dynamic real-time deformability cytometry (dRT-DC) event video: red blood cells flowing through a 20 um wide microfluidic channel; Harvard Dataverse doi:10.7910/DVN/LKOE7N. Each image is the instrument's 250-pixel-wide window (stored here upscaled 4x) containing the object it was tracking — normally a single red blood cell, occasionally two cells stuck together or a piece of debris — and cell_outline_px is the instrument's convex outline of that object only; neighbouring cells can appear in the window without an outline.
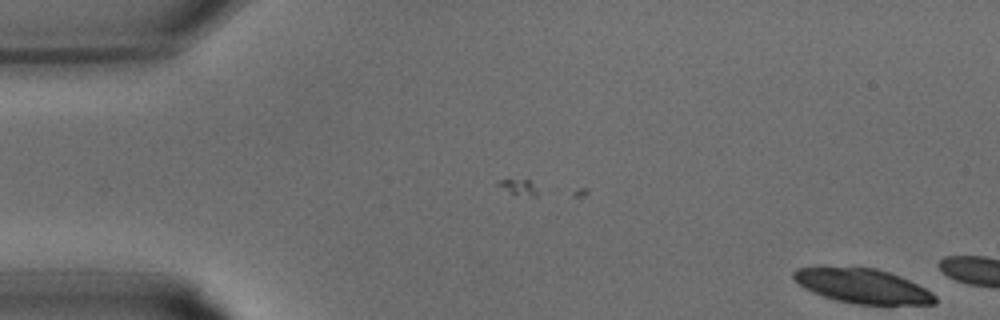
{"species": "common noctule bat (a hibernating species)", "species_latin": "Nyctalus noctula", "temperature_condition": "warm", "stored_images_in_passage": 2, "camera_frame_rate_fps": 3000, "um_per_image_px": 0.085, "animal": {"sex": "male", "body_mass_g": 15.6}, "frame": {"image": 1, "passage_image": 2, "time_ms": 0.333, "image_size_px": [1000, 320], "cell_outline_px": [[936, 304], [856, 304], [836, 300], [812, 292], [804, 288], [792, 276], [792, 272], [796, 268], [876, 268], [900, 276], [932, 292], [936, 296]], "centroid_in_image_um": [73.34, 24.32], "position_along_channel_um": 11.7, "area_um2": 27.86}}